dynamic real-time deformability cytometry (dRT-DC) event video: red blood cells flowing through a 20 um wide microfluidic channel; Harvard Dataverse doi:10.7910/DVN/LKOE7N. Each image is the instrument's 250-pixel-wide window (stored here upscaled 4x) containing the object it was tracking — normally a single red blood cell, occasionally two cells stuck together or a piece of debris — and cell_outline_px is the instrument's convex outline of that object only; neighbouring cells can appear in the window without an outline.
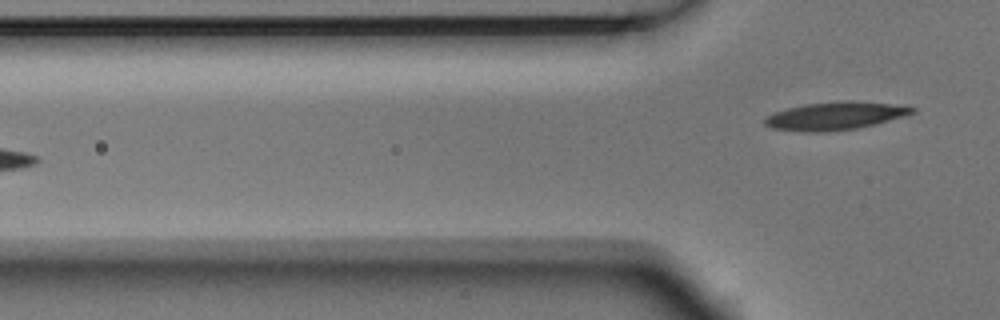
{"species": "Egyptian fruit bat (a non-hibernating species)", "species_latin": "Rousettus aegyptiacus", "temperature_condition": "room temperature", "stored_images_in_passage": 4, "camera_frame_rate_fps": 3000, "um_per_image_px": 0.085, "animal": {"sex": "male"}, "frame": {"image": 1, "passage_image": 4, "time_ms": 1.0, "image_size_px": [1000, 320], "cell_outline_px": [[916, 112], [904, 116], [856, 128], [824, 132], [800, 132], [772, 128], [764, 124], [764, 120], [768, 116], [776, 112], [788, 108], [804, 104], [844, 100], [848, 100], [888, 104], [916, 108]], "centroid_in_image_um": [70.94, 9.85], "position_along_channel_um": 54.9, "area_um2": 23.64}}